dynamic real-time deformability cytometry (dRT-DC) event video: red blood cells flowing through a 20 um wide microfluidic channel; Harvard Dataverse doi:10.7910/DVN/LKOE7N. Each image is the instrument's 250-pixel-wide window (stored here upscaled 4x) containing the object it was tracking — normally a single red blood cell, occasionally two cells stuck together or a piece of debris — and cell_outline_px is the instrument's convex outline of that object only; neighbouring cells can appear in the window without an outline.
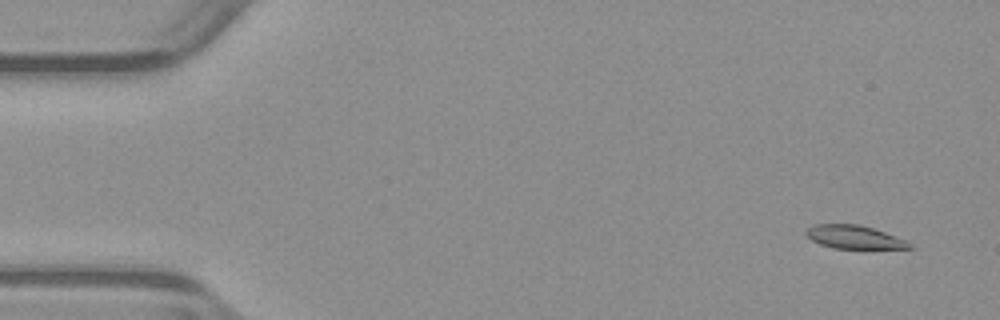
{"species": "common noctule bat (a hibernating species)", "species_latin": "Nyctalus noctula", "temperature_condition": "warm", "stored_images_in_passage": 51, "camera_frame_rate_fps": 3000, "um_per_image_px": 0.085, "animal": {"sex": "male", "body_mass_g": 23.1, "forearm_length_mm": 52.7}, "frame": {"image": 1, "passage_image": 2, "time_ms": 0.333, "image_size_px": [1000, 320], "cell_outline_px": [[916, 248], [832, 248], [820, 244], [812, 240], [804, 232], [808, 228], [816, 224], [860, 224], [908, 240]], "centroid_in_image_um": [72.64, 20.15], "position_along_channel_um": 12.4, "area_um2": 13.99}}
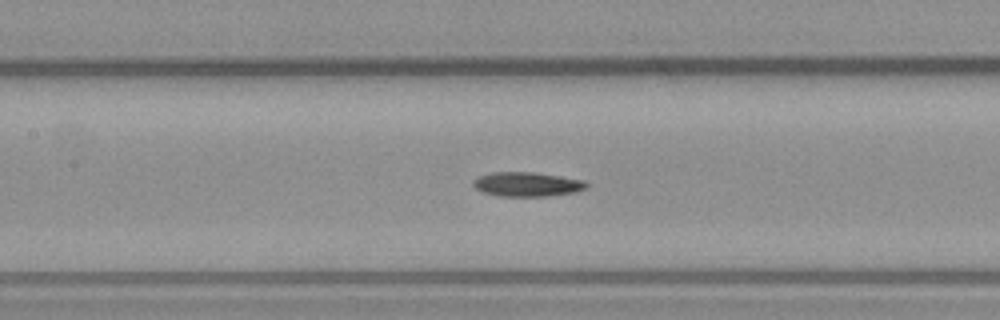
{"frame": {"image": 2, "passage_image": 23, "time_ms": 7.333, "image_size_px": [1000, 320], "cell_outline_px": [[588, 184], [584, 188], [576, 192], [548, 196], [500, 196], [484, 192], [476, 188], [472, 184], [472, 180], [480, 176], [492, 172], [532, 172], [584, 180]], "centroid_in_image_um": [44.78, 15.66], "position_along_channel_um": 162.6, "area_um2": 15.9}}
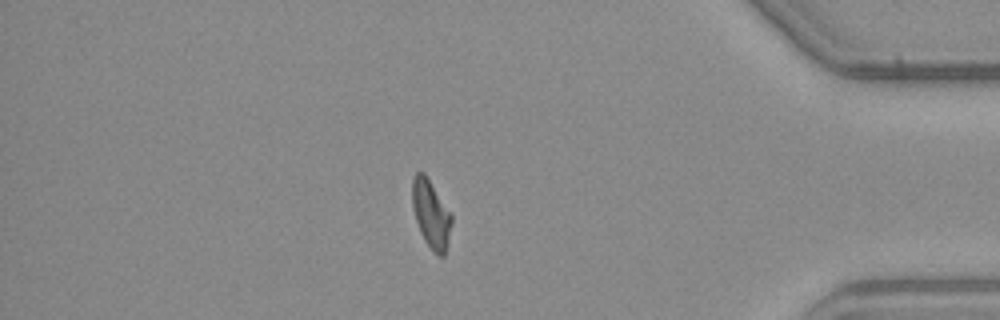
{"frame": {"image": 3, "passage_image": 44, "time_ms": 14.333, "image_size_px": [1000, 320], "cell_outline_px": [[452, 224], [448, 244], [444, 256], [440, 256], [424, 240], [420, 232], [416, 220], [412, 204], [412, 176], [416, 172], [424, 172], [452, 212]], "centroid_in_image_um": [36.65, 18.15], "position_along_channel_um": 398.5, "area_um2": 15.72}, "authors_computed_cell_mechanics": {"area_um2": 15.7216, "velocity_mm_per_s": 3.9311, "shape_relaxation_time_tau1_ms": 3.9389, "shape_relaxation_time_tau2_ms": 5.0333, "deformation_change_tau1": 0.1498, "deformation_change_tau2": 0.1298}}